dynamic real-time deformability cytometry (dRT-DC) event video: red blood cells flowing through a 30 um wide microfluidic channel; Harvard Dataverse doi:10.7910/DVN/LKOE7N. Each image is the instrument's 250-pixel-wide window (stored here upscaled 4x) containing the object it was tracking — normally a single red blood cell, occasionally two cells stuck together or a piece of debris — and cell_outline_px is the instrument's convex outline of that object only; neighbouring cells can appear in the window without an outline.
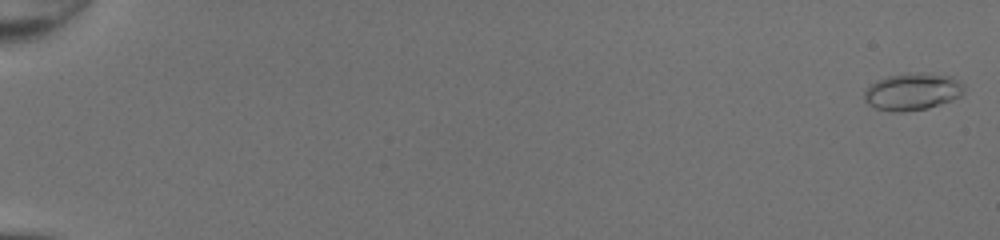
{"species": "common noctule bat (a hibernating species)", "species_latin": "Nyctalus noctula", "temperature_condition": "room temperature", "stored_images_in_passage": 51, "camera_frame_rate_fps": 3000, "um_per_image_px": 0.085, "animal": {"sex": "female", "body_mass_g": 20.0, "forearm_length_mm": 54.0}, "frame": {"image": 1, "passage_image": 2, "time_ms": 0.333, "image_size_px": [1000, 240], "cell_outline_px": [[964, 88], [960, 96], [952, 100], [928, 108], [904, 112], [888, 112], [876, 108], [868, 104], [864, 100], [864, 92], [876, 80], [888, 76], [952, 76], [960, 80], [964, 84]], "centroid_in_image_um": [77.54, 7.86], "position_along_channel_um": 7.5, "area_um2": 20.75}}
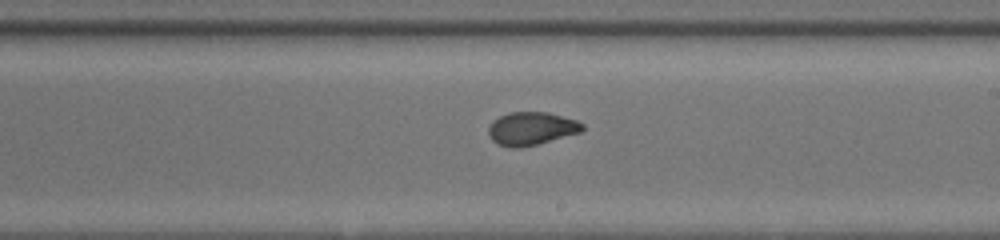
{"frame": {"image": 2, "passage_image": 33, "time_ms": 10.667, "image_size_px": [1000, 240], "cell_outline_px": [[584, 128], [580, 132], [536, 144], [520, 148], [512, 148], [496, 144], [488, 136], [488, 128], [492, 120], [508, 112], [548, 112], [576, 120], [584, 124]], "centroid_in_image_um": [45.12, 10.92], "position_along_channel_um": 243.9, "area_um2": 18.15}}
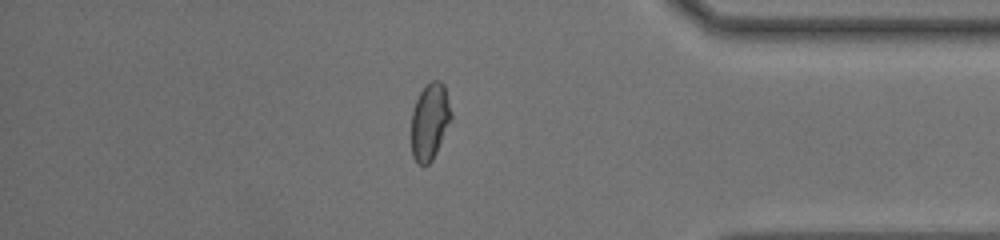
{"frame": {"image": 3, "passage_image": 45, "time_ms": 14.667, "image_size_px": [1000, 240], "cell_outline_px": [[452, 120], [432, 160], [424, 168], [416, 164], [412, 156], [412, 108], [424, 84], [432, 80], [440, 80], [444, 84], [452, 112]], "centroid_in_image_um": [36.53, 10.33], "position_along_channel_um": 398.7, "area_um2": 18.21}, "authors_computed_cell_mechanics": {"area_um2": 18.5538, "velocity_mm_per_s": 4.3574, "shape_relaxation_time_tau1_ms": 5.5438, "shape_relaxation_time_tau2_ms": 0.9522, "deformation_change_tau1": 0.176, "deformation_change_tau2": 0.06}}